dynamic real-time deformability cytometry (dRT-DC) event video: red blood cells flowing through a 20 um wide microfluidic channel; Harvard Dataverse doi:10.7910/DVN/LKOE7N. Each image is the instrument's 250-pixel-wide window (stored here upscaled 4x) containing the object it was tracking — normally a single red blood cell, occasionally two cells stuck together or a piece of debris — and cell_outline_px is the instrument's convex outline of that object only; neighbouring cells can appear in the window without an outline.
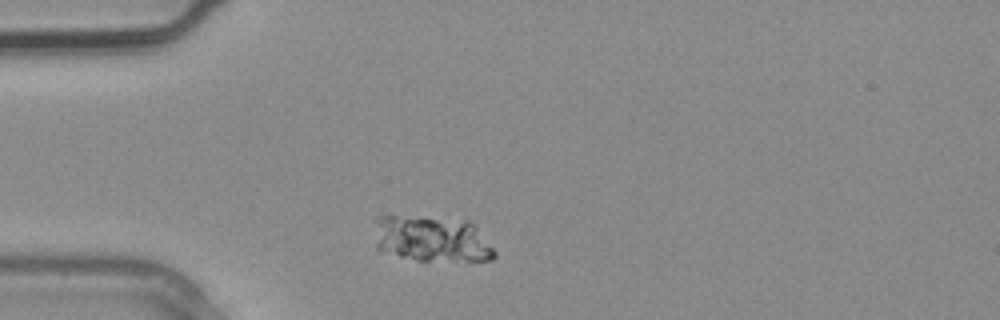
{"species": "common noctule bat (a hibernating species)", "species_latin": "Nyctalus noctula", "temperature_condition": "warm", "stored_images_in_passage": 1, "camera_frame_rate_fps": 3000, "um_per_image_px": 0.085, "animal": {"sex": "male", "body_mass_g": 20.4}, "frame": {"image": 1, "passage_image": 1, "time_ms": 0.0, "image_size_px": [1000, 320], "cell_outline_px": [[496, 256], [492, 260], [416, 260], [380, 252], [376, 248], [376, 244], [380, 216], [396, 216], [468, 220], [476, 224], [496, 252]], "centroid_in_image_um": [36.78, 20.33], "position_along_channel_um": 48.2, "area_um2": 31.79}}